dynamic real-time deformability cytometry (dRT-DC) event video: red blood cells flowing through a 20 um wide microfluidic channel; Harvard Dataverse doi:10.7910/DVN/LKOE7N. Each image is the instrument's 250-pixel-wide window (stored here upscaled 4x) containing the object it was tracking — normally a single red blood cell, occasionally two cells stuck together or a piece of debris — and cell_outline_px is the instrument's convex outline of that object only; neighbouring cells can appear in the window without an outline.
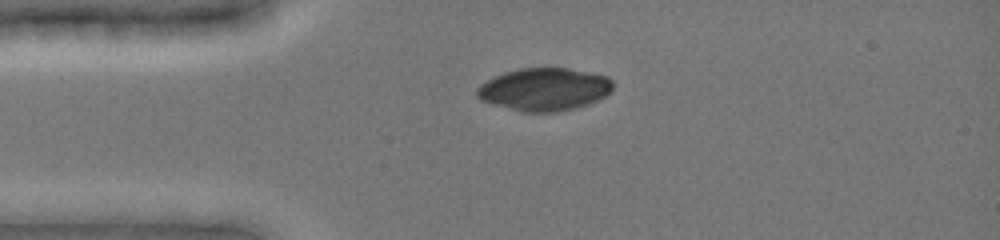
{"species": "common noctule bat (a hibernating species)", "species_latin": "Nyctalus noctula", "temperature_condition": "cold", "stored_images_in_passage": 38, "camera_frame_rate_fps": 3000, "um_per_image_px": 0.085, "animal": {"sex": "female", "body_mass_g": 19.0, "forearm_length_mm": 51.5}, "frame": {"image": 1, "passage_image": 1, "time_ms": 0.0, "image_size_px": [1000, 240], "cell_outline_px": [[612, 92], [588, 104], [556, 112], [520, 112], [492, 104], [480, 100], [476, 96], [476, 88], [480, 84], [504, 72], [520, 68], [568, 68], [608, 76], [612, 80]], "centroid_in_image_um": [46.24, 7.59], "position_along_channel_um": 38.8, "area_um2": 33.87}}
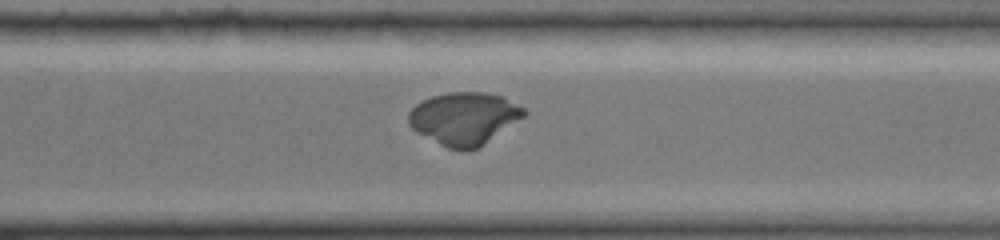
{"frame": {"image": 2, "passage_image": 25, "time_ms": 8.0, "image_size_px": [1000, 240], "cell_outline_px": [[528, 112], [524, 116], [476, 148], [448, 148], [416, 132], [408, 124], [408, 112], [416, 104], [432, 96], [448, 92], [484, 92], [504, 96], [524, 108]], "centroid_in_image_um": [39.43, 10.02], "position_along_channel_um": 331.2, "area_um2": 34.68}}
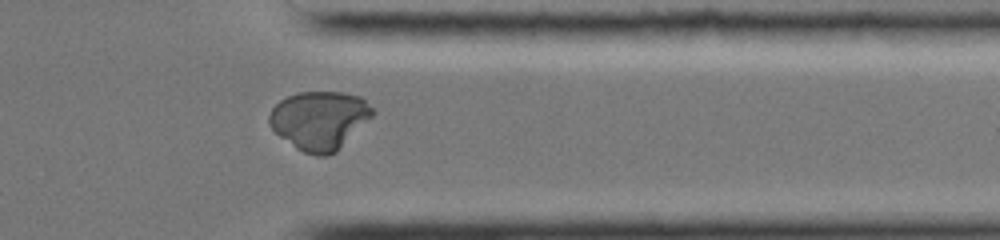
{"frame": {"image": 3, "passage_image": 29, "time_ms": 9.333, "image_size_px": [1000, 240], "cell_outline_px": [[376, 112], [336, 152], [328, 156], [316, 156], [304, 152], [296, 148], [280, 136], [268, 124], [268, 116], [272, 108], [280, 100], [288, 96], [300, 92], [344, 92], [360, 96]], "centroid_in_image_um": [27.15, 10.22], "position_along_channel_um": 384.3, "area_um2": 35.08}}